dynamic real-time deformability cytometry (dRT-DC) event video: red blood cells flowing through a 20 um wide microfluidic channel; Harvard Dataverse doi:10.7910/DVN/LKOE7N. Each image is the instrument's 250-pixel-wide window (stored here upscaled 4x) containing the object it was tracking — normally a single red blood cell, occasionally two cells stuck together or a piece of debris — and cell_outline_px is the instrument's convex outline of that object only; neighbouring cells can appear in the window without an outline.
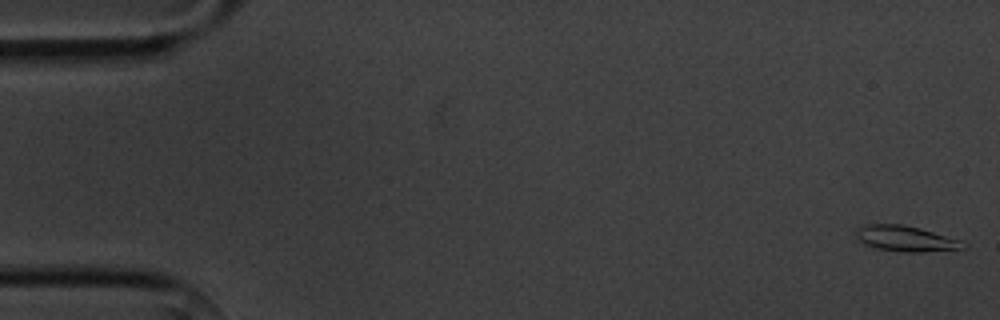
{"species": "common noctule bat (a hibernating species)", "species_latin": "Nyctalus noctula", "temperature_condition": "cold", "stored_images_in_passage": 6, "segment_of_instrument_passage": [2, 2], "camera_frame_rate_fps": 3000, "um_per_image_px": 0.085, "animal": {"sex": "male", "body_mass_g": 20.1, "forearm_length_mm": 53.5}, "frame": {"image": 1, "passage_image": 6, "time_ms": 6.0, "image_size_px": [1000, 320], "cell_outline_px": [[968, 248], [924, 252], [904, 252], [876, 248], [864, 244], [856, 240], [856, 228], [864, 224], [904, 224], [920, 228], [960, 240], [968, 244]], "centroid_in_image_um": [76.97, 20.28], "position_along_channel_um": 8.0, "area_um2": 16.24}}